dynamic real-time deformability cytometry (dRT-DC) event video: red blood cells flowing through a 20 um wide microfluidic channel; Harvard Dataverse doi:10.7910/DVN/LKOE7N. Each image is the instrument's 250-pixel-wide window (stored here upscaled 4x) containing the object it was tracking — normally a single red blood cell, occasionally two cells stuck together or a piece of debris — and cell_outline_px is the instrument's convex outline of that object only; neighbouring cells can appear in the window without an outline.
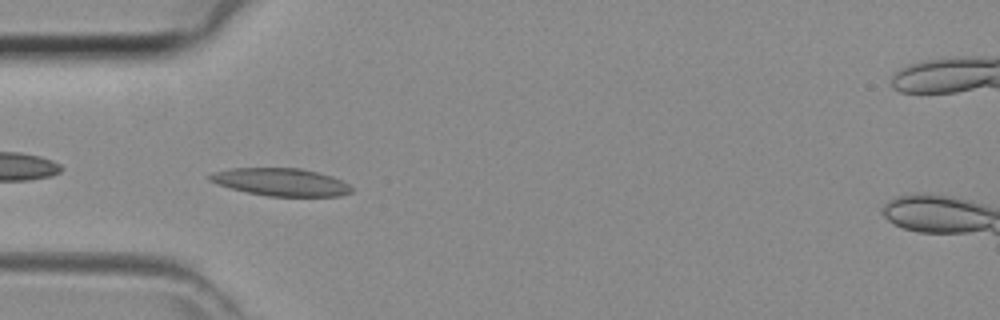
{"species": "common noctule bat (a hibernating species)", "species_latin": "Nyctalus noctula", "temperature_condition": "room temperature", "stored_images_in_passage": 36, "camera_frame_rate_fps": 3000, "um_per_image_px": 0.085, "animal": {"sex": "female", "body_mass_g": 29.2, "forearm_length_mm": 56.3}, "frame": {"image": 1, "passage_image": 5, "time_ms": 1.333, "image_size_px": [1000, 320], "cell_outline_px": [[352, 192], [340, 196], [268, 196], [248, 192], [216, 184], [208, 180], [208, 176], [212, 172], [232, 168], [300, 168], [332, 176], [348, 184], [352, 188]], "centroid_in_image_um": [23.86, 15.47], "position_along_channel_um": 61.1, "area_um2": 22.72}}
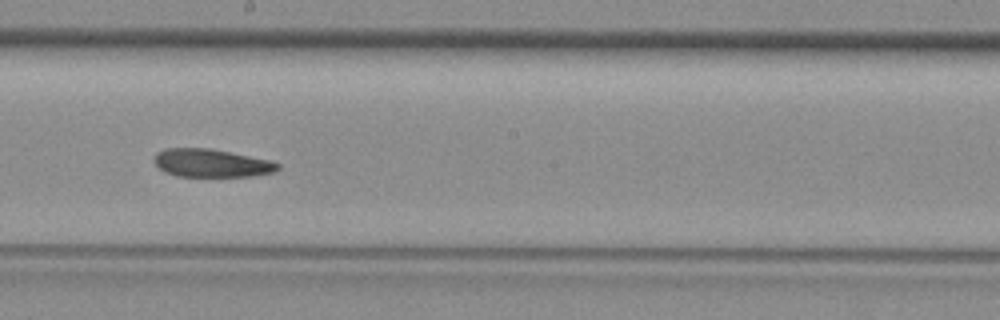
{"frame": {"image": 2, "passage_image": 16, "time_ms": 5.0, "image_size_px": [1000, 320], "cell_outline_px": [[280, 168], [276, 172], [252, 176], [176, 176], [164, 172], [156, 164], [156, 152], [168, 148], [208, 148], [268, 160], [280, 164]], "centroid_in_image_um": [17.98, 13.87], "position_along_channel_um": 230.2, "area_um2": 19.94}}
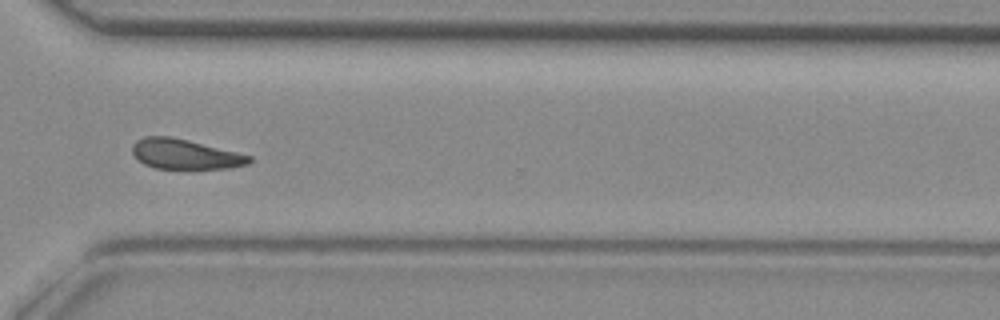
{"frame": {"image": 3, "passage_image": 24, "time_ms": 7.667, "image_size_px": [1000, 320], "cell_outline_px": [[252, 160], [248, 164], [228, 168], [156, 168], [144, 164], [132, 152], [132, 144], [136, 140], [144, 136], [168, 136], [188, 140], [252, 156]], "centroid_in_image_um": [15.71, 13.09], "position_along_channel_um": 354.9, "area_um2": 20.11}}